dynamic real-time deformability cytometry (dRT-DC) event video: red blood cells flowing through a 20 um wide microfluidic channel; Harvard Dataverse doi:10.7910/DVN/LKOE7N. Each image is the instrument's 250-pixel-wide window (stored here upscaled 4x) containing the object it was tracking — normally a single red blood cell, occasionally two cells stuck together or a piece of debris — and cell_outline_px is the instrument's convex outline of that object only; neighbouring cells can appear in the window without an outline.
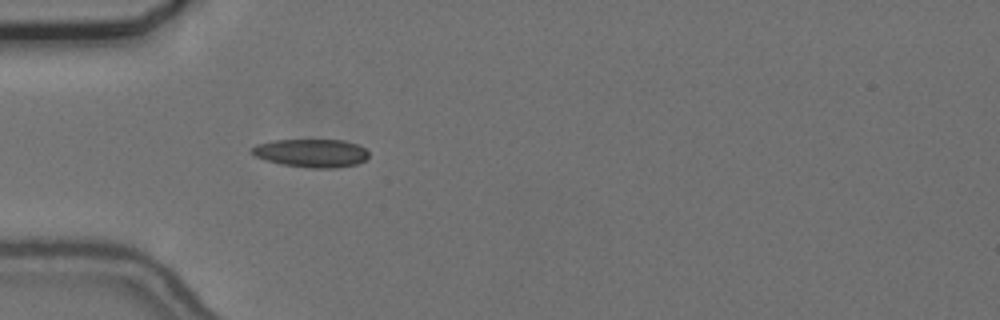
{"species": "common noctule bat (a hibernating species)", "species_latin": "Nyctalus noctula", "temperature_condition": "cold", "stored_images_in_passage": 39, "camera_frame_rate_fps": 3000, "um_per_image_px": 0.085, "animal": {"sex": "female", "body_mass_g": 24.6, "forearm_length_mm": 56.2}, "frame": {"image": 1, "passage_image": 1, "time_ms": 0.0, "image_size_px": [1000, 320], "cell_outline_px": [[368, 156], [364, 160], [356, 164], [332, 168], [312, 168], [280, 164], [256, 156], [252, 152], [252, 148], [256, 144], [272, 140], [344, 140], [356, 144], [364, 148], [368, 152]], "centroid_in_image_um": [26.47, 13.0], "position_along_channel_um": 58.5, "area_um2": 19.02}}
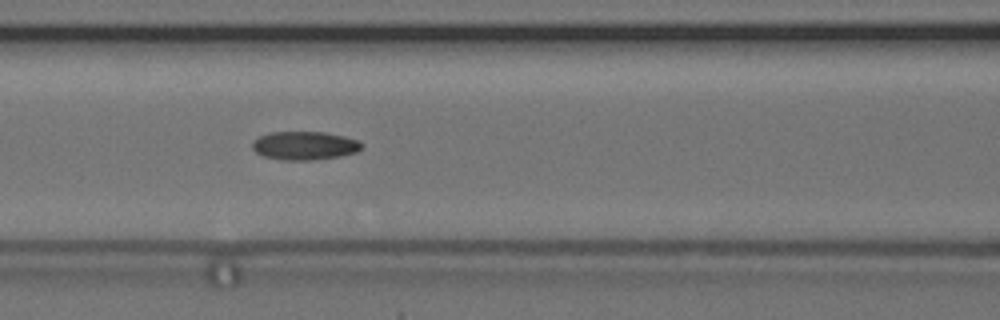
{"frame": {"image": 2, "passage_image": 8, "time_ms": 2.333, "image_size_px": [1000, 320], "cell_outline_px": [[364, 144], [356, 152], [340, 156], [312, 160], [284, 160], [264, 156], [256, 152], [252, 148], [252, 144], [260, 136], [272, 132], [324, 132], [344, 136], [360, 140]], "centroid_in_image_um": [25.93, 12.37], "position_along_channel_um": 140.7, "area_um2": 18.03}}
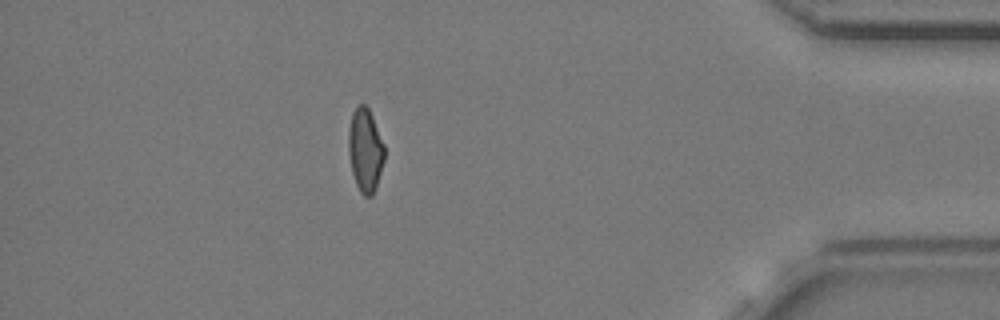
{"frame": {"image": 3, "passage_image": 33, "time_ms": 10.667, "image_size_px": [1000, 320], "cell_outline_px": [[384, 160], [376, 188], [372, 196], [364, 196], [360, 192], [356, 184], [352, 172], [348, 152], [348, 128], [352, 112], [360, 104], [364, 104], [368, 108], [372, 116], [384, 144]], "centroid_in_image_um": [31.03, 12.77], "position_along_channel_um": 404.2, "area_um2": 17.51}, "authors_computed_cell_mechanics": {"area_um2": 17.7446, "velocity_mm_per_s": 3.6964, "shape_relaxation_time_tau1_ms": null, "shape_relaxation_time_tau2_ms": 4.8462, "deformation_change_tau1": null, "deformation_change_tau2": 0.1128}}